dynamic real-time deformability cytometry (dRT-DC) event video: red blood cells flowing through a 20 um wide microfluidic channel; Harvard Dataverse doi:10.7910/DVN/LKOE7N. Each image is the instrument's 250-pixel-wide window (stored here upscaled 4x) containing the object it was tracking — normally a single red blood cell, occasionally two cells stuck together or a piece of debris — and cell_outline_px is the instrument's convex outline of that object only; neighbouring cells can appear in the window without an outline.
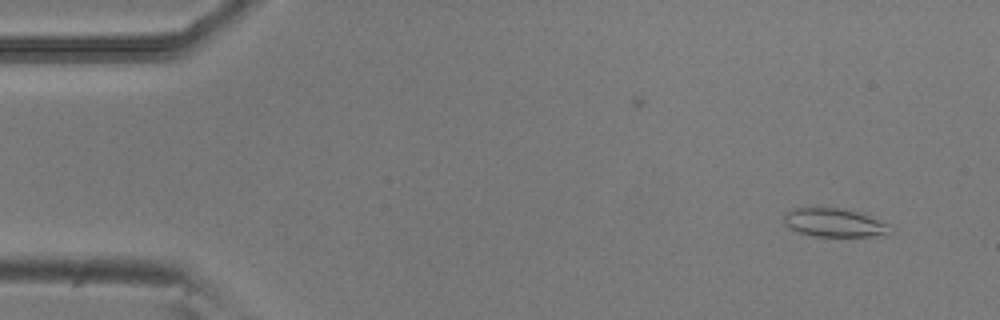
{"species": "common noctule bat (a hibernating species)", "species_latin": "Nyctalus noctula", "temperature_condition": "room temperature", "stored_images_in_passage": 3, "camera_frame_rate_fps": 3000, "um_per_image_px": 0.085, "animal": {"sex": "male", "body_mass_g": 20.5, "forearm_length_mm": 52.5}, "frame": {"image": 1, "passage_image": 3, "time_ms": 0.667, "image_size_px": [1000, 320], "cell_outline_px": [[896, 228], [888, 236], [812, 236], [796, 232], [784, 224], [784, 212], [792, 208], [836, 208], [856, 212], [868, 216], [888, 224]], "centroid_in_image_um": [70.93, 18.95], "position_along_channel_um": 14.1, "area_um2": 17.8}}